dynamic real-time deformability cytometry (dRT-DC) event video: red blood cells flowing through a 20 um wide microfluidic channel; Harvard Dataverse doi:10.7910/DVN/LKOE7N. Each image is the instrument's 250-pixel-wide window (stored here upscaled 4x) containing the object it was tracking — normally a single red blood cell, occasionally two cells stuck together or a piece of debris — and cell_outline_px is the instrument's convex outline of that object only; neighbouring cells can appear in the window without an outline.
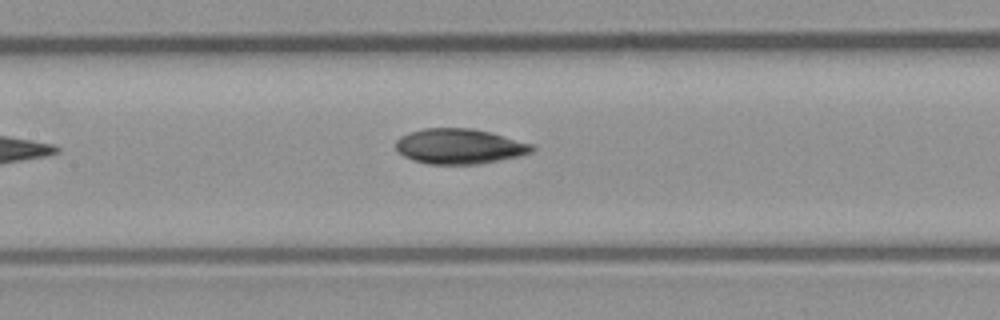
{"species": "common noctule bat (a hibernating species)", "species_latin": "Nyctalus noctula", "temperature_condition": "room temperature", "stored_images_in_passage": 5, "camera_frame_rate_fps": 3000, "um_per_image_px": 0.085, "animal": {"sex": "male", "body_mass_g": 23.1, "forearm_length_mm": 52.7}, "frame": {"image": 1, "passage_image": 5, "time_ms": 4.667, "image_size_px": [1000, 320], "cell_outline_px": [[536, 148], [532, 152], [520, 156], [480, 164], [428, 164], [412, 160], [396, 152], [396, 140], [400, 136], [424, 128], [472, 128], [492, 132], [532, 144]], "centroid_in_image_um": [39.06, 12.44], "position_along_channel_um": 168.3, "area_um2": 28.15}}